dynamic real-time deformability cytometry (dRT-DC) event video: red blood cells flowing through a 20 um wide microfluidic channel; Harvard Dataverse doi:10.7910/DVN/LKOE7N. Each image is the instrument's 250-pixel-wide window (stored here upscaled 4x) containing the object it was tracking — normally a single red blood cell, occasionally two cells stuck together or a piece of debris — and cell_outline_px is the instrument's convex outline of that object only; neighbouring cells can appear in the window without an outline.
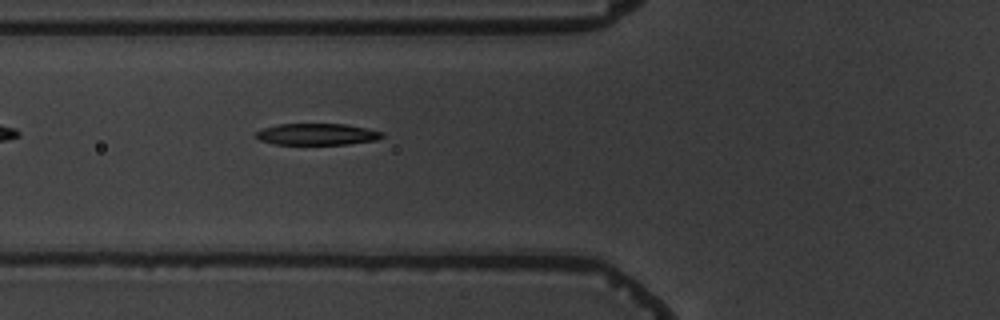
{"species": "common noctule bat (a hibernating species)", "species_latin": "Nyctalus noctula", "temperature_condition": "warm", "stored_images_in_passage": 4, "camera_frame_rate_fps": 3000, "um_per_image_px": 0.085, "animal": {"sex": "male", "body_mass_g": 19.5, "forearm_length_mm": 54.6}, "frame": {"image": 1, "passage_image": 4, "time_ms": 3.333, "image_size_px": [1000, 320], "cell_outline_px": [[384, 136], [376, 140], [348, 144], [272, 144], [260, 140], [256, 136], [256, 132], [264, 128], [276, 124], [344, 124], [368, 128], [384, 132]], "centroid_in_image_um": [26.97, 11.41], "position_along_channel_um": 98.8, "area_um2": 15.84}}